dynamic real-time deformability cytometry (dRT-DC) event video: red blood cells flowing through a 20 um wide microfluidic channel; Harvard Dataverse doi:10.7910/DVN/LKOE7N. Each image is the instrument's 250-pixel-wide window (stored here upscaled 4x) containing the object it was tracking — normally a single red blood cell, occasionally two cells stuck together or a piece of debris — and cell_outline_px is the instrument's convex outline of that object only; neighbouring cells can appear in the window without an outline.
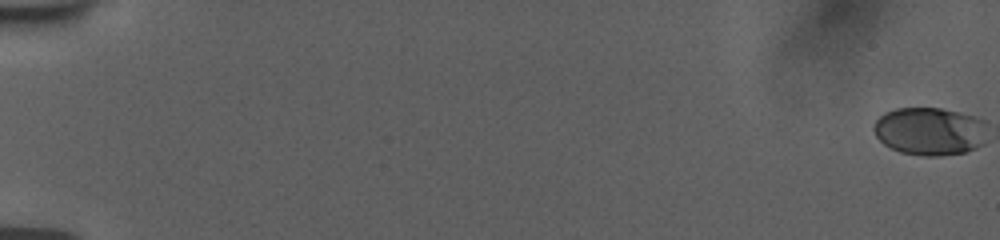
{"species": "human", "species_latin": "Homo sapiens", "temperature_condition": "room temperature", "stored_images_in_passage": 58, "camera_frame_rate_fps": 3000, "um_per_image_px": 0.085, "donor": {"sex": "female"}, "frame": {"image": 1, "passage_image": 1, "time_ms": 0.0, "image_size_px": [1000, 240], "cell_outline_px": [[984, 120], [980, 144], [976, 148], [964, 152], [936, 156], [924, 156], [900, 152], [884, 144], [876, 136], [876, 120], [884, 112], [896, 108], [940, 108], [972, 116]], "centroid_in_image_um": [78.96, 11.15], "position_along_channel_um": 6.0, "area_um2": 30.92}}
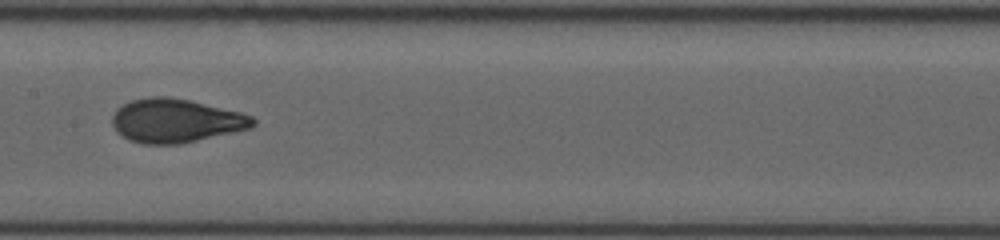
{"frame": {"image": 2, "passage_image": 32, "time_ms": 10.333, "image_size_px": [1000, 240], "cell_outline_px": [[256, 124], [252, 128], [180, 144], [140, 144], [128, 140], [112, 124], [112, 116], [124, 104], [132, 100], [152, 96], [168, 96], [188, 100], [240, 112], [252, 116], [256, 120]], "centroid_in_image_um": [14.97, 10.27], "position_along_channel_um": 192.4, "area_um2": 35.6}}
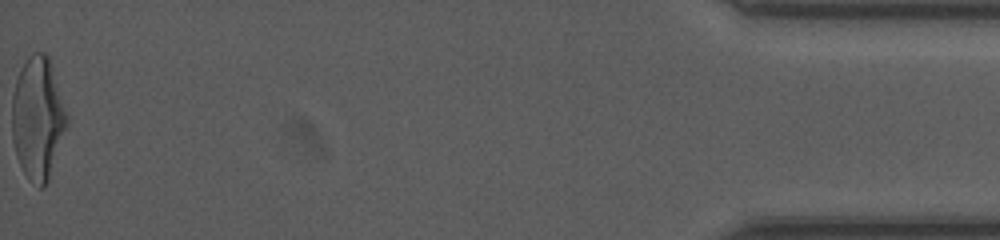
{"frame": {"image": 3, "passage_image": 58, "time_ms": 19.0, "image_size_px": [1000, 240], "cell_outline_px": [[68, 124], [48, 180], [44, 188], [40, 188], [24, 172], [16, 156], [12, 140], [12, 96], [16, 80], [20, 68], [28, 56], [32, 52], [44, 52], [48, 56], [68, 116]], "centroid_in_image_um": [3.2, 10.03], "position_along_channel_um": 432.0, "area_um2": 38.96}, "authors_computed_cell_mechanics": {"area_um2": 34.6222, "velocity_mm_per_s": 3.7668, "shape_relaxation_time_tau1_ms": 5.1228, "shape_relaxation_time_tau2_ms": null, "deformation_change_tau1": 0.1837, "deformation_change_tau2": null}}